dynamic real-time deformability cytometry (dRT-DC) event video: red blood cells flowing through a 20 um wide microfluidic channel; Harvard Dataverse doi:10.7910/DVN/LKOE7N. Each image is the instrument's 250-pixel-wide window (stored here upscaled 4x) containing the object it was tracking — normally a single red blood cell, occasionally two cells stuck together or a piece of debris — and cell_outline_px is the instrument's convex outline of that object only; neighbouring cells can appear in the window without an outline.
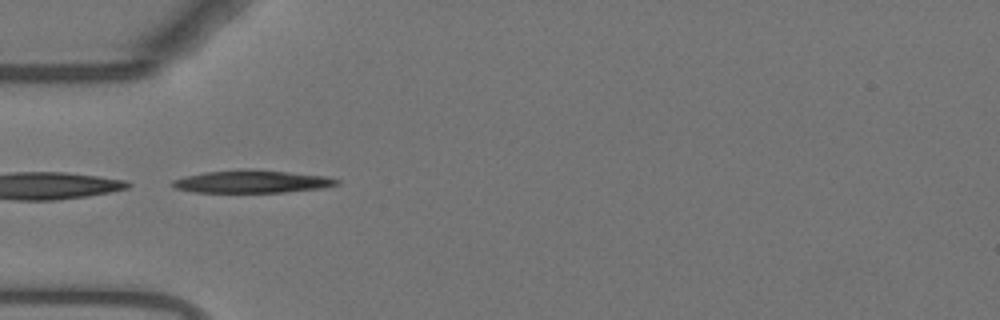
{"species": "Egyptian fruit bat (a non-hibernating species)", "species_latin": "Rousettus aegyptiacus", "temperature_condition": "warm", "stored_images_in_passage": 38, "camera_frame_rate_fps": 3000, "um_per_image_px": 0.085, "animal": {"sex": "female"}, "frame": {"image": 1, "passage_image": 1, "time_ms": 0.0, "image_size_px": [1000, 320], "cell_outline_px": [[340, 184], [320, 188], [284, 192], [192, 192], [176, 188], [172, 184], [172, 180], [184, 176], [204, 172], [244, 168], [248, 168], [288, 172], [324, 176], [340, 180]], "centroid_in_image_um": [21.38, 15.42], "position_along_channel_um": 63.6, "area_um2": 21.73}}
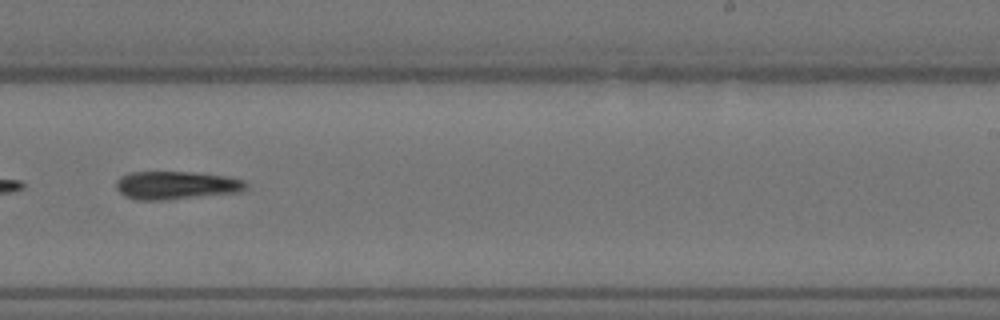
{"frame": {"image": 2, "passage_image": 18, "time_ms": 5.667, "image_size_px": [1000, 320], "cell_outline_px": [[248, 188], [240, 192], [164, 200], [136, 200], [124, 196], [116, 188], [116, 180], [120, 176], [128, 172], [192, 172], [228, 176], [244, 180], [248, 184]], "centroid_in_image_um": [14.97, 15.74], "position_along_channel_um": 274.0, "area_um2": 21.5}}
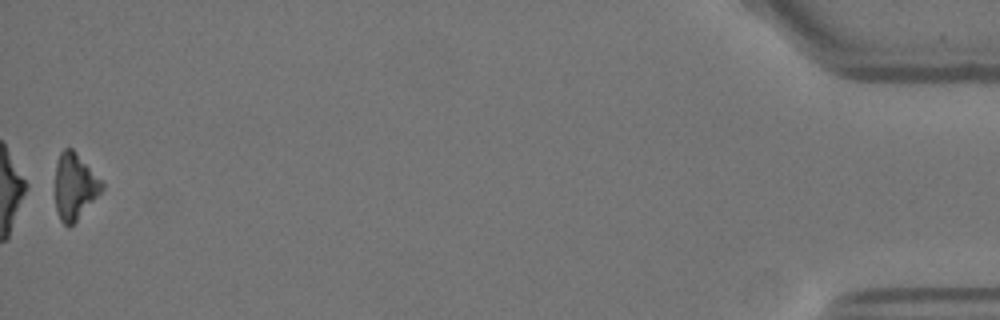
{"frame": {"image": 3, "passage_image": 38, "time_ms": 12.333, "image_size_px": [1000, 320], "cell_outline_px": [[104, 188], [76, 220], [68, 228], [60, 220], [56, 208], [56, 164], [60, 152], [64, 148], [72, 148], [104, 184]], "centroid_in_image_um": [6.33, 15.84], "position_along_channel_um": 428.9, "area_um2": 17.51}}